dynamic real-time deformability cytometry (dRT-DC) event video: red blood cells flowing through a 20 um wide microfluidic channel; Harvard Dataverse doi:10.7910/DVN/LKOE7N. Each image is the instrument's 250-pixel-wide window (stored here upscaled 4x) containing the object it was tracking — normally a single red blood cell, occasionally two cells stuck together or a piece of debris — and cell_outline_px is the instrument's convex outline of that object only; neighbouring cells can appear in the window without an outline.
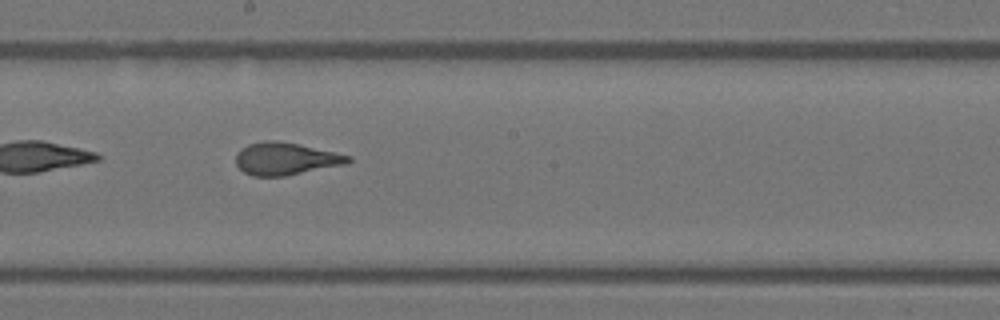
{"species": "Egyptian fruit bat (a non-hibernating species)", "species_latin": "Rousettus aegyptiacus", "temperature_condition": "warm", "stored_images_in_passage": 30, "camera_frame_rate_fps": 3000, "um_per_image_px": 0.085, "animal": {"sex": "female"}, "frame": {"image": 1, "passage_image": 13, "time_ms": 4.0, "image_size_px": [1000, 320], "cell_outline_px": [[352, 160], [344, 164], [284, 176], [252, 176], [244, 172], [236, 164], [236, 152], [240, 148], [248, 144], [264, 140], [276, 140], [336, 152], [352, 156]], "centroid_in_image_um": [24.24, 13.48], "position_along_channel_um": 224.0, "area_um2": 21.1}, "authors_computed_cell_mechanics": {"area_um2": 21.2415, "velocity_mm_per_s": 4.0664, "shape_relaxation_time_tau1_ms": 7.4421, "shape_relaxation_time_tau2_ms": 0.9053, "deformation_change_tau1": 0.2383, "deformation_change_tau2": 0.1}}